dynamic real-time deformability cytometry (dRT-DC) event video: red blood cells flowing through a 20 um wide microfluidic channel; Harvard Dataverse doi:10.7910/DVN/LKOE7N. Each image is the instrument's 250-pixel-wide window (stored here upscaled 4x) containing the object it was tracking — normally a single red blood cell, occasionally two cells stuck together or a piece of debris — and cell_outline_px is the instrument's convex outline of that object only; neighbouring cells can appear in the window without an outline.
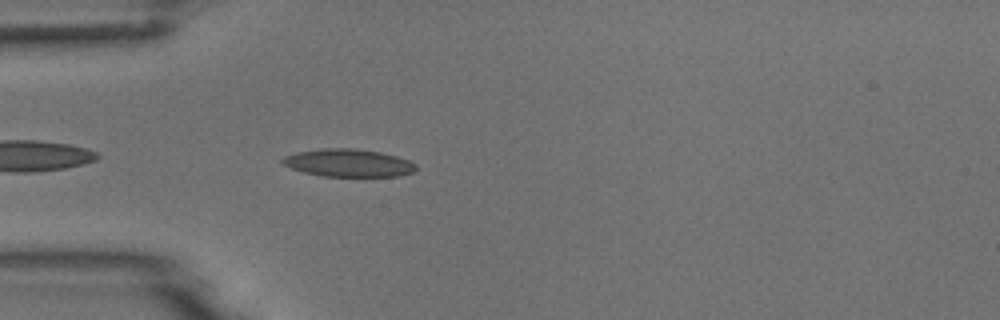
{"species": "common noctule bat (a hibernating species)", "species_latin": "Nyctalus noctula", "temperature_condition": "room temperature", "stored_images_in_passage": 4, "camera_frame_rate_fps": 3000, "um_per_image_px": 0.085, "animal": {"sex": "male", "body_mass_g": 18.8}, "frame": {"image": 1, "passage_image": 4, "time_ms": 4.333, "image_size_px": [1000, 320], "cell_outline_px": [[416, 168], [412, 172], [400, 176], [320, 176], [304, 172], [292, 168], [284, 164], [280, 160], [284, 156], [296, 152], [324, 148], [356, 148], [380, 152], [396, 156], [408, 160], [416, 164]], "centroid_in_image_um": [29.6, 13.84], "position_along_channel_um": 55.4, "area_um2": 21.5}}